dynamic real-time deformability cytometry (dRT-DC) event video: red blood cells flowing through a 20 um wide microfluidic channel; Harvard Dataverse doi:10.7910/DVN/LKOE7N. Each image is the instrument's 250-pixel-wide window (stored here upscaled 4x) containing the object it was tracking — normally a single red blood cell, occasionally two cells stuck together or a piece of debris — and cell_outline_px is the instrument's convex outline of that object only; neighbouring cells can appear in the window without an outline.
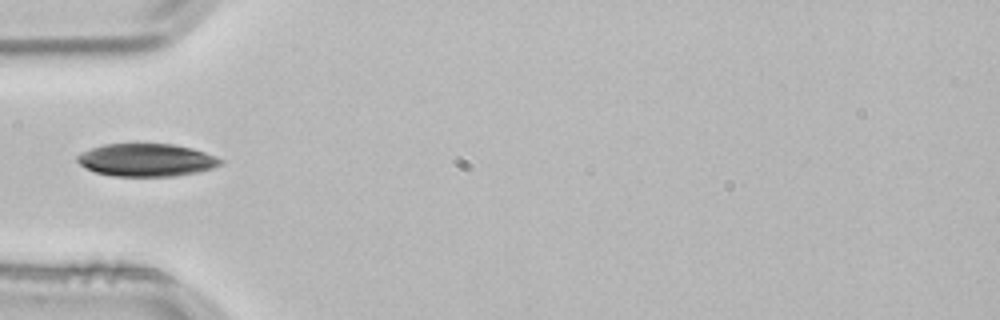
{"species": "common noctule bat (a hibernating species)", "species_latin": "Nyctalus noctula", "temperature_condition": "room temperature", "stored_images_in_passage": 3, "camera_frame_rate_fps": 3000, "um_per_image_px": 0.085, "animal": {"sex": "male", "body_mass_g": 21.5, "forearm_length_mm": 52.0}, "frame": {"image": 1, "passage_image": 3, "time_ms": 0.667, "image_size_px": [1000, 320], "cell_outline_px": [[224, 164], [212, 168], [196, 172], [176, 176], [112, 176], [96, 172], [80, 164], [76, 160], [76, 156], [92, 148], [104, 144], [136, 140], [172, 144], [192, 148], [216, 156], [224, 160]], "centroid_in_image_um": [12.46, 13.55], "position_along_channel_um": 72.5, "area_um2": 28.21}}